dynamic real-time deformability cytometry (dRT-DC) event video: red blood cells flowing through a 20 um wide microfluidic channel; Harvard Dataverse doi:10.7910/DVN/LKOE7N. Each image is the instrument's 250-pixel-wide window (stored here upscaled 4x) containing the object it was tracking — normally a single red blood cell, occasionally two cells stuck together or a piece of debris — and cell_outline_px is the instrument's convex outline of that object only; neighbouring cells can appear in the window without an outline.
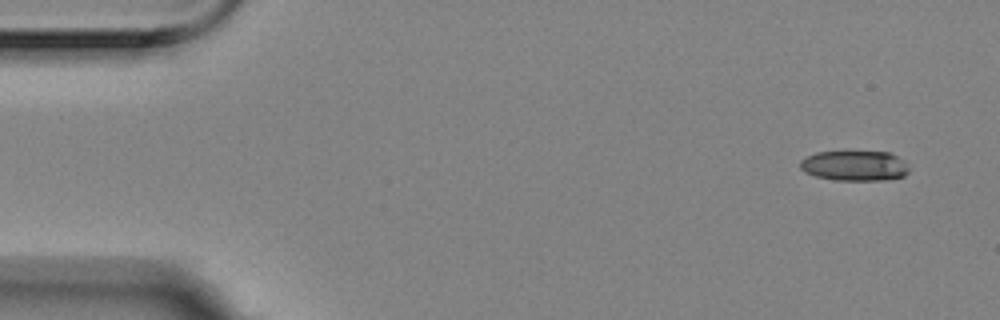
{"species": "Egyptian fruit bat (a non-hibernating species)", "species_latin": "Rousettus aegyptiacus", "temperature_condition": "room temperature", "stored_images_in_passage": 10, "camera_frame_rate_fps": 3000, "um_per_image_px": 0.085, "animal": {"sex": "female"}, "frame": {"image": 1, "passage_image": 1, "time_ms": 0.0, "image_size_px": [1000, 320], "cell_outline_px": [[908, 172], [904, 176], [888, 180], [832, 180], [816, 176], [804, 172], [800, 168], [800, 160], [816, 152], [844, 148], [888, 152], [904, 160], [908, 168]], "centroid_in_image_um": [72.61, 14.03], "position_along_channel_um": 12.4, "area_um2": 20.17}}
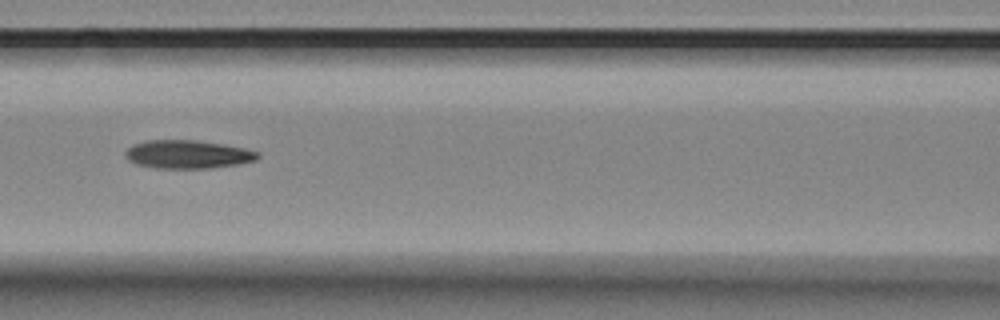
{"frame": {"image": 2, "passage_image": 7, "time_ms": 2.0, "image_size_px": [1000, 320], "cell_outline_px": [[260, 156], [256, 160], [236, 164], [208, 168], [156, 168], [136, 164], [128, 160], [124, 156], [124, 152], [132, 144], [144, 140], [196, 140], [224, 144], [244, 148], [260, 152]], "centroid_in_image_um": [15.92, 13.11], "position_along_channel_um": 150.7, "area_um2": 21.96}}
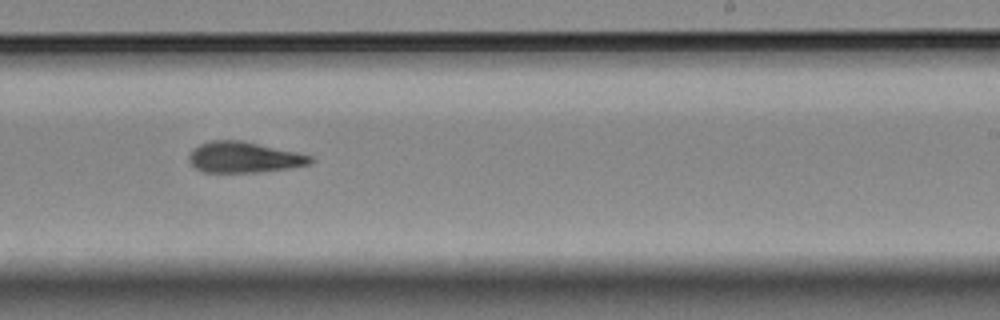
{"frame": {"image": 3, "passage_image": 10, "time_ms": 3.0, "image_size_px": [1000, 320], "cell_outline_px": [[312, 160], [308, 164], [284, 168], [256, 172], [204, 172], [196, 168], [188, 160], [188, 156], [192, 148], [200, 144], [212, 140], [244, 140], [296, 152], [312, 156]], "centroid_in_image_um": [20.67, 13.35], "position_along_channel_um": 268.3, "area_um2": 21.62}}